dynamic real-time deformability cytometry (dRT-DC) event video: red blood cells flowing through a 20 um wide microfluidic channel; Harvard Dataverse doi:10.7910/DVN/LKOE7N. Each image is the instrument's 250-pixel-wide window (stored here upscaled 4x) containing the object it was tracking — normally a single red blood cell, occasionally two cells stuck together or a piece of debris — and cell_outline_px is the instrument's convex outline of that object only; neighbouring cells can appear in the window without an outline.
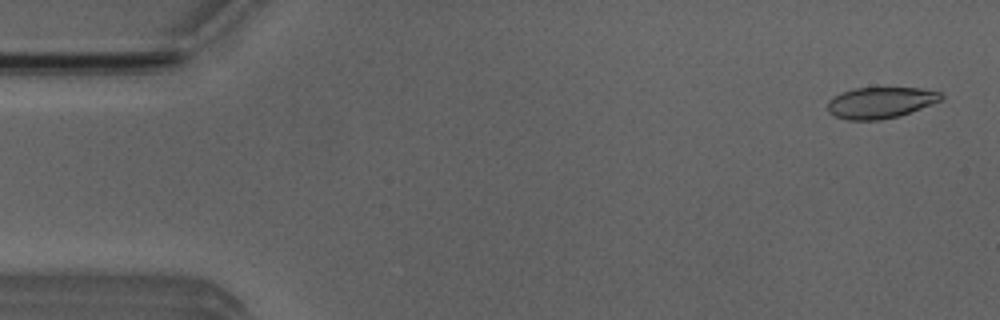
{"species": "Egyptian fruit bat (a non-hibernating species)", "species_latin": "Rousettus aegyptiacus", "temperature_condition": "room temperature", "stored_images_in_passage": 53, "camera_frame_rate_fps": 3000, "um_per_image_px": 0.085, "animal": {"sex": "male"}, "frame": {"image": 1, "passage_image": 2, "time_ms": 0.333, "image_size_px": [1000, 320], "cell_outline_px": [[944, 96], [940, 100], [900, 116], [880, 120], [848, 120], [836, 116], [828, 112], [828, 100], [844, 92], [856, 88], [920, 88], [940, 92]], "centroid_in_image_um": [74.84, 8.73], "position_along_channel_um": 10.2, "area_um2": 20.35}}
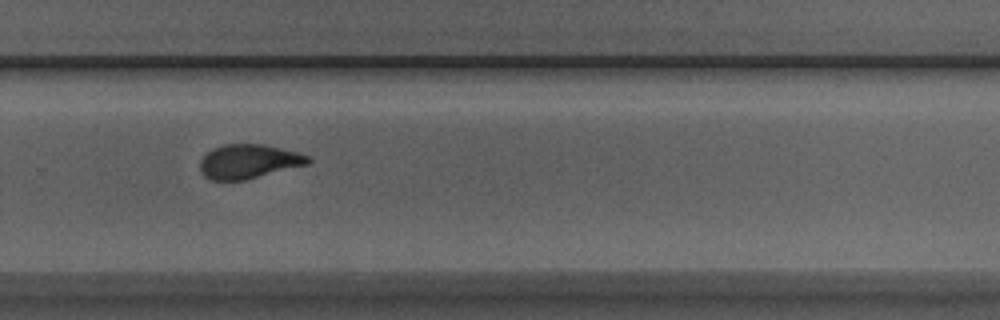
{"frame": {"image": 2, "passage_image": 35, "time_ms": 11.333, "image_size_px": [1000, 320], "cell_outline_px": [[312, 160], [308, 164], [244, 180], [208, 180], [200, 172], [200, 160], [212, 148], [224, 144], [264, 144], [300, 152], [308, 156]], "centroid_in_image_um": [21.13, 13.72], "position_along_channel_um": 308.7, "area_um2": 21.62}}
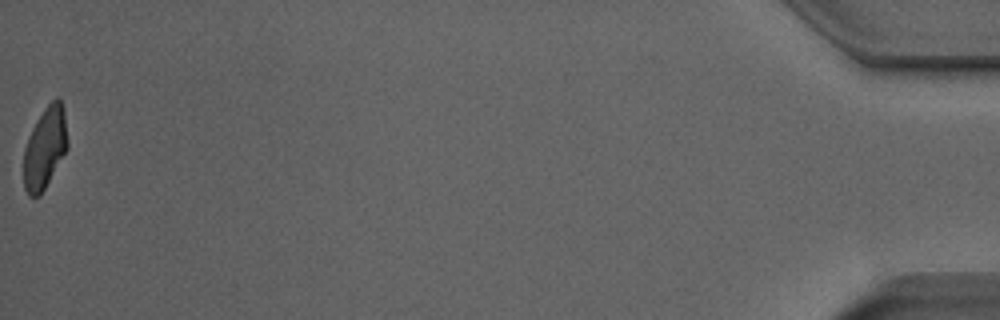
{"frame": {"image": 3, "passage_image": 53, "time_ms": 17.333, "image_size_px": [1000, 320], "cell_outline_px": [[68, 148], [40, 196], [28, 196], [24, 188], [24, 148], [32, 128], [44, 108], [56, 96], [60, 96], [64, 108], [68, 144]], "centroid_in_image_um": [3.83, 12.54], "position_along_channel_um": 431.4, "area_um2": 20.92}, "authors_computed_cell_mechanics": {"area_um2": 21.9062, "velocity_mm_per_s": 3.8311, "shape_relaxation_time_tau1_ms": 6.2437, "shape_relaxation_time_tau2_ms": 1.439, "deformation_change_tau1": 0.2035, "deformation_change_tau2": 0.0827}}